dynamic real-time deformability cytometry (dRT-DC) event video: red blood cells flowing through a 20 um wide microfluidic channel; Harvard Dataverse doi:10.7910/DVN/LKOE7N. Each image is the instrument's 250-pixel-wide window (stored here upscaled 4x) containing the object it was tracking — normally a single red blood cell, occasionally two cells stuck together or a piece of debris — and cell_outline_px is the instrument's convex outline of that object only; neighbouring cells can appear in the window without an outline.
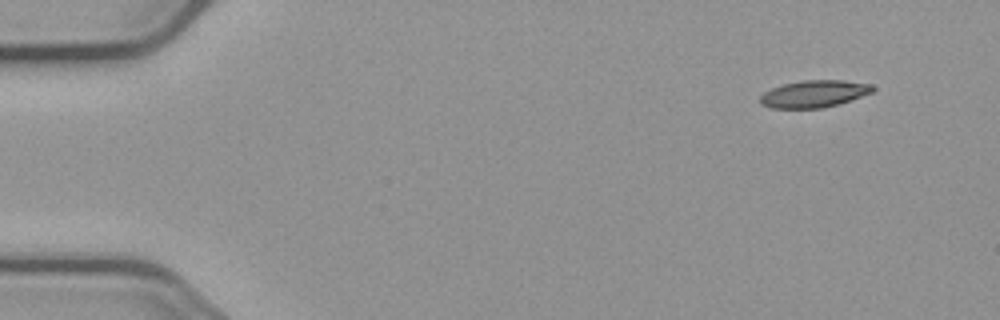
{"species": "common noctule bat (a hibernating species)", "species_latin": "Nyctalus noctula", "temperature_condition": "cold", "stored_images_in_passage": 4, "camera_frame_rate_fps": 3000, "um_per_image_px": 0.085, "animal": {"sex": "male", "body_mass_g": 23.1, "forearm_length_mm": 52.7}, "frame": {"image": 1, "passage_image": 4, "time_ms": 5.0, "image_size_px": [1000, 320], "cell_outline_px": [[876, 88], [872, 92], [836, 104], [820, 108], [772, 108], [760, 104], [760, 96], [764, 92], [772, 88], [784, 84], [804, 80], [844, 80], [872, 84]], "centroid_in_image_um": [69.18, 7.96], "position_along_channel_um": 15.8, "area_um2": 17.57}}